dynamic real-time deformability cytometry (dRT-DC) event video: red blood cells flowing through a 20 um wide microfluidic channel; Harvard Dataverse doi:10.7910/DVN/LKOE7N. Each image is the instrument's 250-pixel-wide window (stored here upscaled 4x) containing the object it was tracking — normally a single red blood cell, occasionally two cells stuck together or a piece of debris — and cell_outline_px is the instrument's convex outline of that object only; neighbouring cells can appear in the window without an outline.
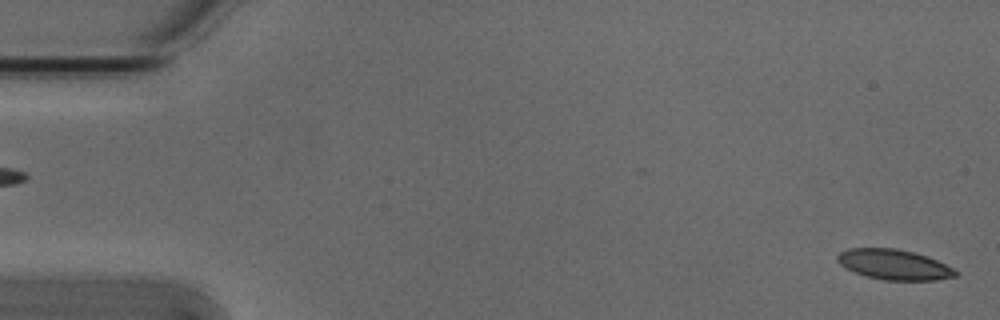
{"species": "Egyptian fruit bat (a non-hibernating species)", "species_latin": "Rousettus aegyptiacus", "temperature_condition": "cold", "stored_images_in_passage": 6, "segment_of_instrument_passage": [2, 2], "camera_frame_rate_fps": 3000, "um_per_image_px": 0.085, "animal": {"sex": "male"}, "frame": {"image": 1, "passage_image": 6, "time_ms": 1.667, "image_size_px": [1000, 320], "cell_outline_px": [[960, 272], [956, 276], [936, 280], [884, 280], [864, 276], [840, 264], [836, 260], [836, 256], [840, 252], [848, 248], [896, 248], [912, 252], [936, 260]], "centroid_in_image_um": [75.97, 22.49], "position_along_channel_um": 9.0, "area_um2": 20.63}}